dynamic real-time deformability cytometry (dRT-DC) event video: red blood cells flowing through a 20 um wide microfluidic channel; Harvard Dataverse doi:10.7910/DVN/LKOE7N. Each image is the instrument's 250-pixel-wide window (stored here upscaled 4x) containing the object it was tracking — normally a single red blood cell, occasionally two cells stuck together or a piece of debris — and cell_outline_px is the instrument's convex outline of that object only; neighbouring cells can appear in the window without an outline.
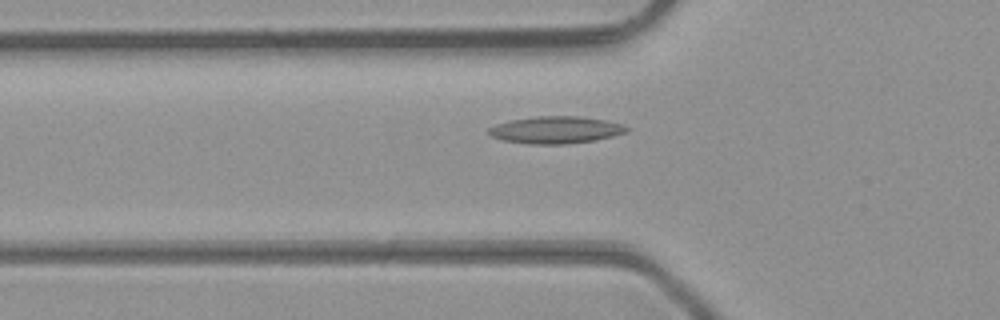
{"species": "common noctule bat (a hibernating species)", "species_latin": "Nyctalus noctula", "temperature_condition": "room temperature", "stored_images_in_passage": 35, "camera_frame_rate_fps": 3000, "um_per_image_px": 0.085, "animal": {"sex": "male", "body_mass_g": 23.1, "forearm_length_mm": 52.7}, "frame": {"image": 1, "passage_image": 5, "time_ms": 1.333, "image_size_px": [1000, 320], "cell_outline_px": [[632, 128], [624, 132], [612, 136], [596, 140], [564, 144], [528, 144], [500, 140], [488, 136], [488, 128], [496, 124], [508, 120], [536, 116], [580, 116], [608, 120]], "centroid_in_image_um": [47.18, 11.04], "position_along_channel_um": 78.6, "area_um2": 22.08}}
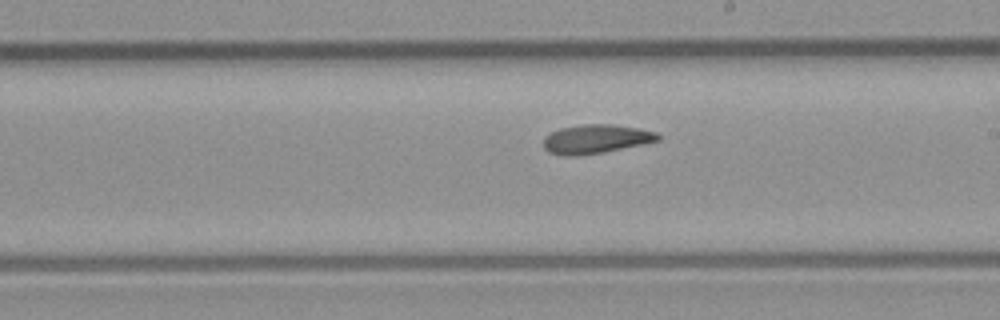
{"frame": {"image": 2, "passage_image": 16, "time_ms": 5.0, "image_size_px": [1000, 320], "cell_outline_px": [[660, 140], [604, 152], [580, 156], [564, 156], [548, 152], [544, 148], [544, 136], [560, 128], [584, 124], [612, 124], [640, 128], [656, 132], [660, 136]], "centroid_in_image_um": [50.63, 11.82], "position_along_channel_um": 238.4, "area_um2": 19.36}}
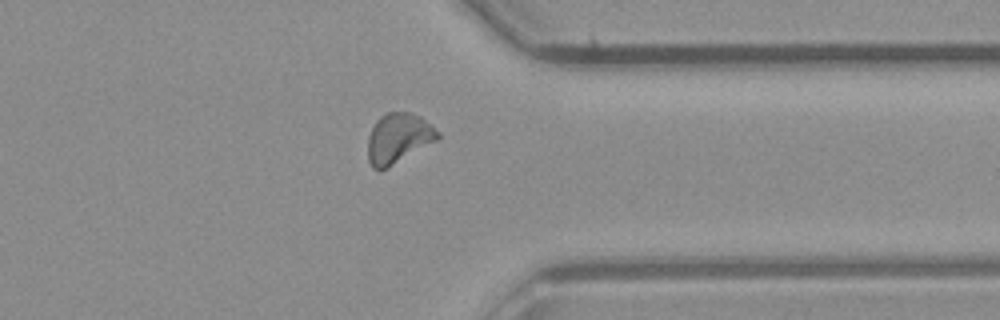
{"frame": {"image": 3, "passage_image": 26, "time_ms": 8.333, "image_size_px": [1000, 320], "cell_outline_px": [[440, 136], [436, 140], [392, 164], [384, 168], [372, 168], [368, 160], [368, 136], [376, 120], [380, 116], [388, 112], [408, 112], [420, 116], [440, 132]], "centroid_in_image_um": [33.84, 11.71], "position_along_channel_um": 377.6, "area_um2": 19.83}}